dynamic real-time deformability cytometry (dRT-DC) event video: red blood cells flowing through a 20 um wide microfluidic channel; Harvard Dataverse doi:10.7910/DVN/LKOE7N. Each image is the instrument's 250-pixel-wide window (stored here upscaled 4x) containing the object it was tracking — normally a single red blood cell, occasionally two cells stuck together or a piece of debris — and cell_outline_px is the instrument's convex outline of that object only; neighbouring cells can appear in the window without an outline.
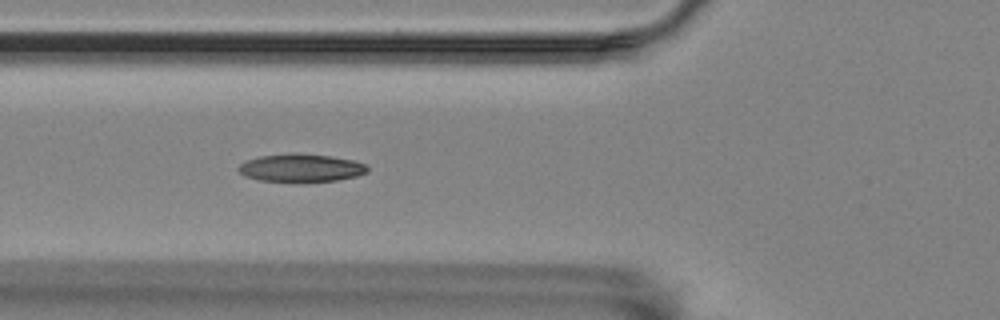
{"species": "Egyptian fruit bat (a non-hibernating species)", "species_latin": "Rousettus aegyptiacus", "temperature_condition": "room temperature", "stored_images_in_passage": 58, "segment_of_instrument_passage": [1, 2], "camera_frame_rate_fps": 3000, "um_per_image_px": 0.085, "animal": {"sex": "female"}, "frame": {"image": 1, "passage_image": 21, "time_ms": 6.667, "image_size_px": [1000, 320], "cell_outline_px": [[368, 172], [356, 176], [336, 180], [304, 184], [260, 180], [244, 176], [236, 168], [244, 160], [260, 156], [328, 156], [352, 160], [368, 164]], "centroid_in_image_um": [25.59, 14.35], "position_along_channel_um": 100.2, "area_um2": 20.75}}
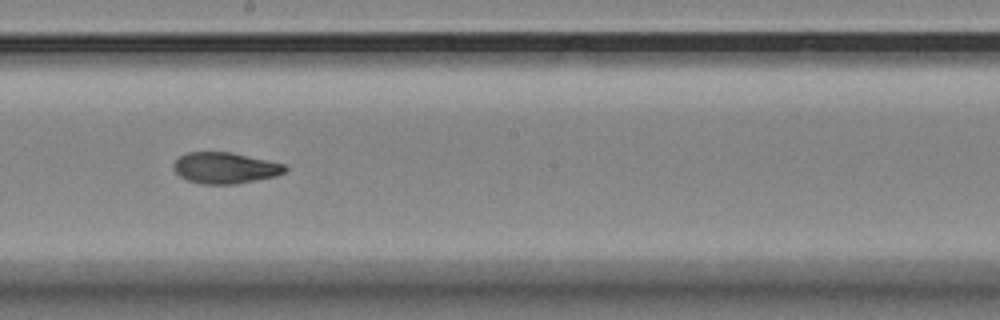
{"frame": {"image": 2, "passage_image": 32, "time_ms": 10.333, "image_size_px": [1000, 320], "cell_outline_px": [[288, 168], [284, 172], [276, 176], [236, 184], [200, 184], [188, 180], [180, 176], [172, 168], [172, 164], [180, 156], [188, 152], [232, 152], [284, 164]], "centroid_in_image_um": [19.11, 14.27], "position_along_channel_um": 229.1, "area_um2": 20.23}}
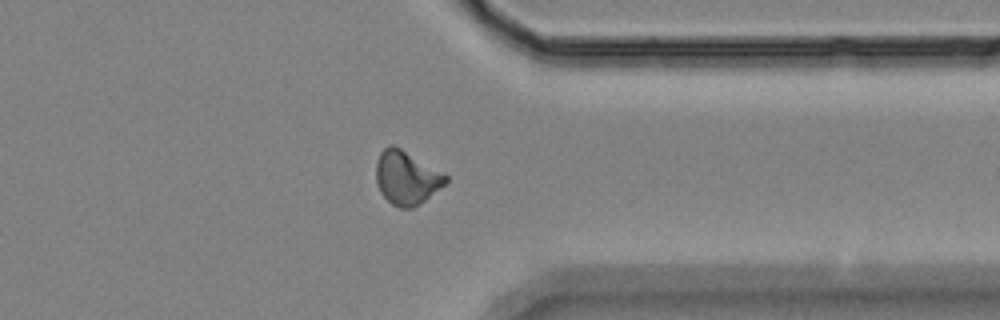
{"frame": {"image": 3, "passage_image": 45, "time_ms": 14.667, "image_size_px": [1000, 320], "cell_outline_px": [[448, 180], [444, 184], [424, 200], [412, 208], [400, 208], [392, 204], [380, 192], [376, 180], [376, 160], [380, 152], [388, 144], [392, 144], [400, 148], [448, 176]], "centroid_in_image_um": [34.51, 15.09], "position_along_channel_um": 376.9, "area_um2": 21.33}}